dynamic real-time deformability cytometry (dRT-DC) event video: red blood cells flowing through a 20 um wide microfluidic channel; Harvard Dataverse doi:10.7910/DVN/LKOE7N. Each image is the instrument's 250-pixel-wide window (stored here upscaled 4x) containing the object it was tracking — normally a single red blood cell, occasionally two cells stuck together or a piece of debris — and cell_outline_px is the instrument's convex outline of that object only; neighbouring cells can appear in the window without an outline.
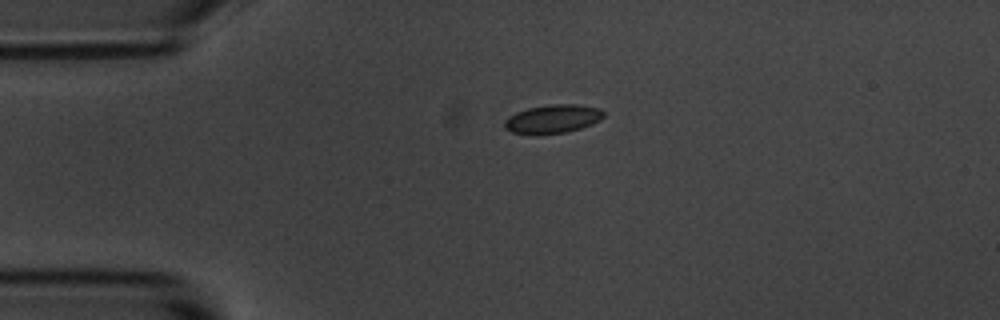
{"species": "common noctule bat (a hibernating species)", "species_latin": "Nyctalus noctula", "temperature_condition": "room temperature", "stored_images_in_passage": 2, "camera_frame_rate_fps": 3000, "um_per_image_px": 0.085, "animal": {"sex": "male", "body_mass_g": 20.1, "forearm_length_mm": 53.5}, "frame": {"image": 1, "passage_image": 1, "time_ms": 0.0, "image_size_px": [1000, 320], "cell_outline_px": [[604, 116], [600, 120], [592, 124], [580, 128], [564, 132], [536, 136], [532, 136], [512, 132], [504, 128], [504, 120], [508, 116], [516, 112], [528, 108], [552, 104], [576, 104], [600, 108], [604, 112]], "centroid_in_image_um": [46.94, 10.12], "position_along_channel_um": 38.1, "area_um2": 16.82}}